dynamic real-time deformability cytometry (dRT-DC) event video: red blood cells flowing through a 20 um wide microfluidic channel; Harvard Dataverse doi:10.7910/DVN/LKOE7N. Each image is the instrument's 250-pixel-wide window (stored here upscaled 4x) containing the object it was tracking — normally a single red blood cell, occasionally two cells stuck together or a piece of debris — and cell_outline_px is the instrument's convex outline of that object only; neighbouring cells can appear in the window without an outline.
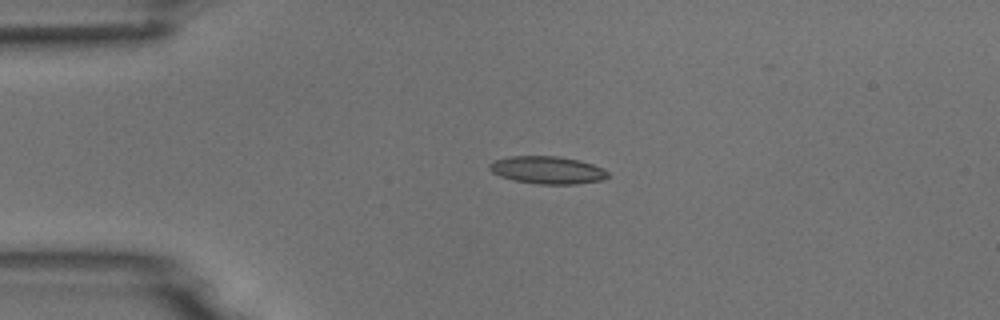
{"species": "common noctule bat (a hibernating species)", "species_latin": "Nyctalus noctula", "temperature_condition": "room temperature", "stored_images_in_passage": 4, "camera_frame_rate_fps": 3000, "um_per_image_px": 0.085, "animal": {"sex": "male", "body_mass_g": 18.8}, "frame": {"image": 1, "passage_image": 3, "time_ms": 3.333, "image_size_px": [1000, 320], "cell_outline_px": [[608, 176], [600, 180], [576, 184], [536, 184], [512, 180], [500, 176], [492, 172], [488, 168], [488, 164], [492, 160], [508, 156], [560, 156], [580, 160], [592, 164], [608, 172]], "centroid_in_image_um": [46.45, 14.44], "position_along_channel_um": 38.5, "area_um2": 19.13}}